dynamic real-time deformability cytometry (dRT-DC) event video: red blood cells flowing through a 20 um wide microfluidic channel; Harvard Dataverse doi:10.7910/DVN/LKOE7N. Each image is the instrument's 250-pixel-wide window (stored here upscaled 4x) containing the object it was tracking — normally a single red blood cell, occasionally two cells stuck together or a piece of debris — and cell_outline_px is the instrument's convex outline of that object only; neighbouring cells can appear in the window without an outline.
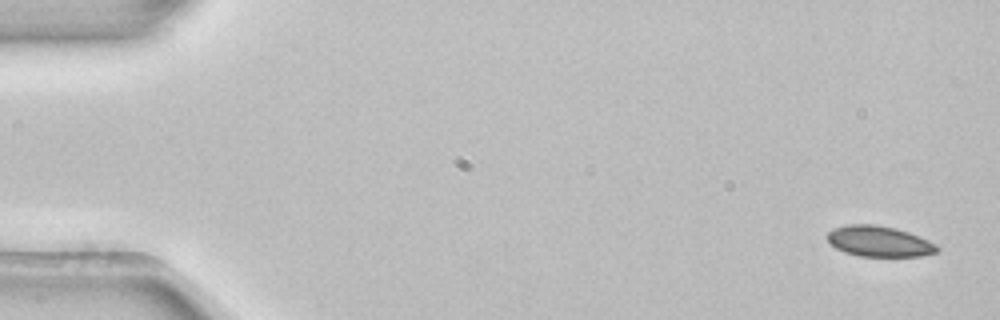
{"species": "common noctule bat (a hibernating species)", "species_latin": "Nyctalus noctula", "temperature_condition": "room temperature", "stored_images_in_passage": 4, "camera_frame_rate_fps": 3000, "um_per_image_px": 0.085, "animal": {"sex": "female", "body_mass_g": 22.7, "forearm_length_mm": 54.2}, "frame": {"image": 1, "passage_image": 1, "time_ms": 0.0, "image_size_px": [1000, 320], "cell_outline_px": [[940, 248], [936, 252], [920, 256], [860, 256], [844, 252], [836, 248], [828, 240], [828, 232], [832, 228], [848, 224], [876, 224], [896, 228], [908, 232], [928, 240], [936, 244]], "centroid_in_image_um": [74.72, 20.5], "position_along_channel_um": 10.3, "area_um2": 19.59}}
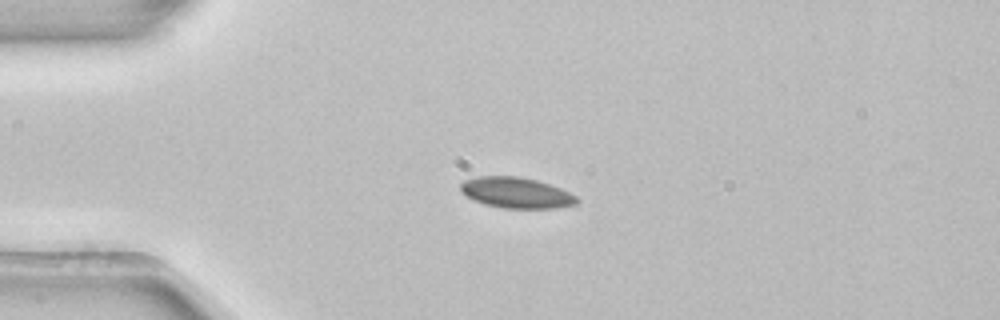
{"frame": {"image": 2, "passage_image": 3, "time_ms": 0.667, "image_size_px": [1000, 320], "cell_outline_px": [[580, 200], [576, 204], [556, 208], [504, 208], [484, 204], [472, 200], [460, 188], [460, 184], [464, 180], [476, 176], [520, 176], [536, 180], [560, 188], [576, 196]], "centroid_in_image_um": [43.88, 16.38], "position_along_channel_um": 41.1, "area_um2": 20.81}}
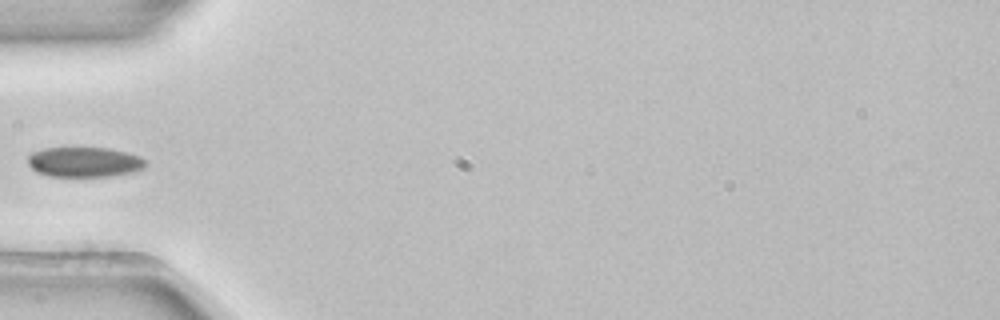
{"frame": {"image": 3, "passage_image": 4, "time_ms": 1.0, "image_size_px": [1000, 320], "cell_outline_px": [[148, 164], [144, 168], [128, 172], [108, 176], [48, 176], [36, 172], [28, 164], [28, 156], [32, 152], [44, 148], [108, 148], [140, 156]], "centroid_in_image_um": [7.13, 13.77], "position_along_channel_um": 77.9, "area_um2": 20.4}}